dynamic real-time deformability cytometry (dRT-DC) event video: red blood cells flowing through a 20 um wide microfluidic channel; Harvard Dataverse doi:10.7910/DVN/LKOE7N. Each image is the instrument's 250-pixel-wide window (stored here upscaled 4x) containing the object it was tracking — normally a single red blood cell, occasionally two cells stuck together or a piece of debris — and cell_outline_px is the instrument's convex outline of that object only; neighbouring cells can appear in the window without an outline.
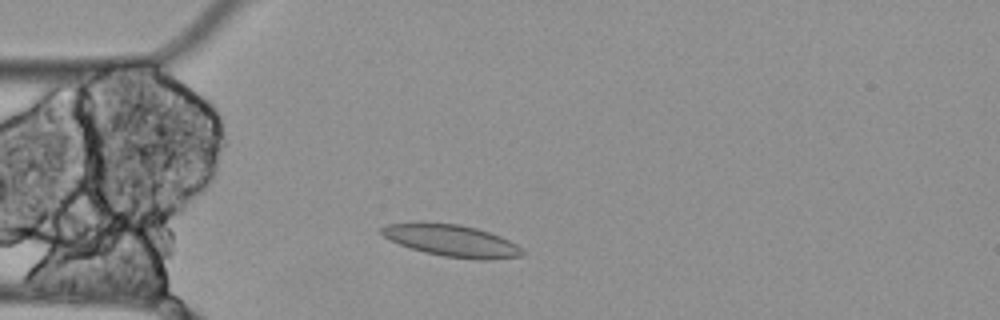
{"species": "Egyptian fruit bat (a non-hibernating species)", "species_latin": "Rousettus aegyptiacus", "temperature_condition": "cold", "stored_images_in_passage": 1, "camera_frame_rate_fps": 3000, "um_per_image_px": 0.085, "animal": {"sex": "female"}, "frame": {"image": 1, "passage_image": 1, "time_ms": 0.0, "image_size_px": [1000, 320], "cell_outline_px": [[524, 252], [520, 256], [492, 260], [480, 260], [444, 256], [424, 252], [400, 244], [384, 236], [380, 232], [380, 228], [384, 224], [416, 220], [420, 220], [460, 224], [476, 228], [500, 236], [516, 244]], "centroid_in_image_um": [38.32, 20.41], "position_along_channel_um": 46.7, "area_um2": 26.59}}